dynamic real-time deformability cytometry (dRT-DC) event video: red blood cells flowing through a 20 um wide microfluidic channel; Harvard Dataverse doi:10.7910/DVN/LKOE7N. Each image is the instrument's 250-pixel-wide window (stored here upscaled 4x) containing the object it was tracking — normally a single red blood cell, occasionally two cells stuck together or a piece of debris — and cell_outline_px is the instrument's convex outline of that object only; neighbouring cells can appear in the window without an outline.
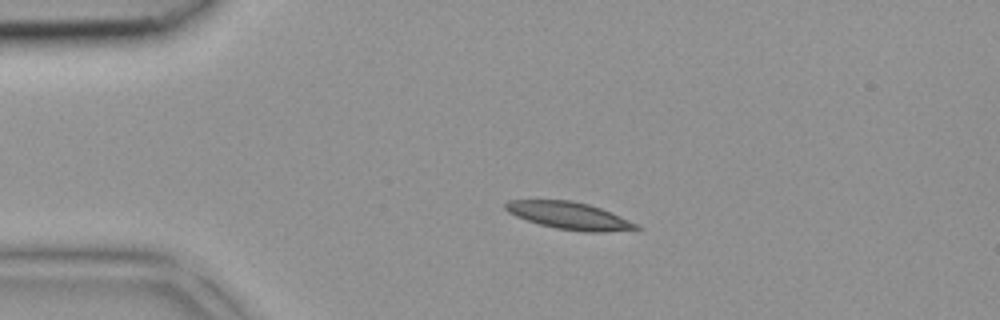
{"species": "common noctule bat (a hibernating species)", "species_latin": "Nyctalus noctula", "temperature_condition": "room temperature", "stored_images_in_passage": 40, "camera_frame_rate_fps": 3000, "um_per_image_px": 0.085, "animal": {"sex": "female", "body_mass_g": 18.4}, "frame": {"image": 1, "passage_image": 8, "time_ms": 2.333, "image_size_px": [1000, 320], "cell_outline_px": [[640, 228], [604, 232], [584, 232], [556, 228], [540, 224], [516, 216], [508, 212], [504, 208], [504, 204], [508, 200], [572, 200], [588, 204], [600, 208], [640, 224]], "centroid_in_image_um": [48.38, 18.33], "position_along_channel_um": 36.6, "area_um2": 20.63}}
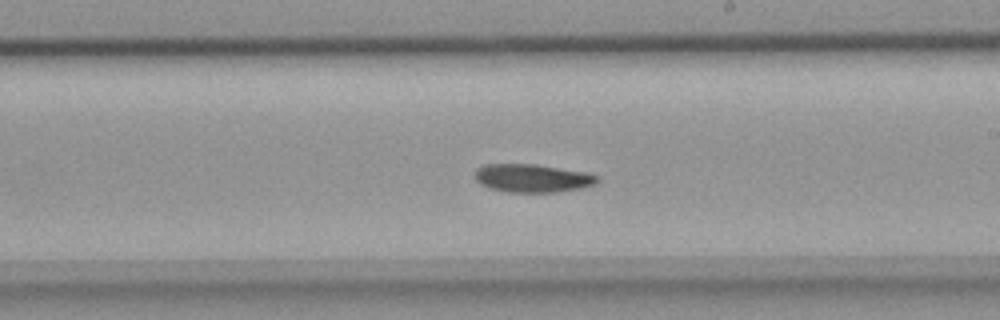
{"frame": {"image": 2, "passage_image": 23, "time_ms": 7.333, "image_size_px": [1000, 320], "cell_outline_px": [[600, 180], [596, 184], [580, 188], [556, 192], [508, 192], [488, 188], [480, 184], [476, 180], [476, 168], [484, 164], [536, 164], [588, 172], [600, 176]], "centroid_in_image_um": [45.28, 15.14], "position_along_channel_um": 243.7, "area_um2": 20.35}}
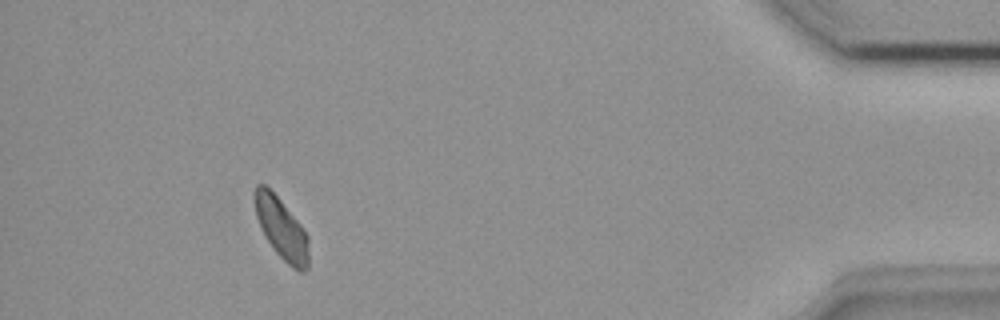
{"frame": {"image": 3, "passage_image": 37, "time_ms": 12.0, "image_size_px": [1000, 320], "cell_outline_px": [[308, 268], [304, 272], [300, 272], [292, 268], [276, 252], [268, 240], [256, 216], [252, 196], [252, 192], [256, 184], [264, 184], [280, 200], [300, 224], [308, 236]], "centroid_in_image_um": [23.91, 19.41], "position_along_channel_um": 411.3, "area_um2": 19.07}}